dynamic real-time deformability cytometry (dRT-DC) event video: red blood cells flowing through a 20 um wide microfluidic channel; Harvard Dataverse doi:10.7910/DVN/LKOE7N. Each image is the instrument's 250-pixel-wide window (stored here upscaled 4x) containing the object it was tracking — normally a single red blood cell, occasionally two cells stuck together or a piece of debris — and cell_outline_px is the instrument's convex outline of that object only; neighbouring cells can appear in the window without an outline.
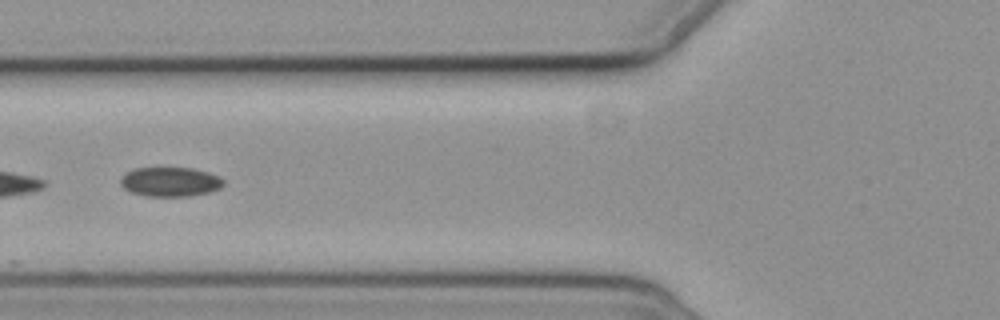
{"species": "common noctule bat (a hibernating species)", "species_latin": "Nyctalus noctula", "temperature_condition": "cold", "stored_images_in_passage": 8, "camera_frame_rate_fps": 3000, "um_per_image_px": 0.085, "animal": {"sex": "female", "body_mass_g": 19.3, "forearm_length_mm": 54.1}, "frame": {"image": 1, "passage_image": 6, "time_ms": 6.667, "image_size_px": [1000, 320], "cell_outline_px": [[224, 184], [220, 188], [208, 192], [188, 196], [148, 196], [132, 192], [124, 188], [120, 184], [120, 176], [136, 168], [192, 168], [208, 172], [220, 176], [224, 180]], "centroid_in_image_um": [14.48, 15.45], "position_along_channel_um": 111.3, "area_um2": 17.57}}
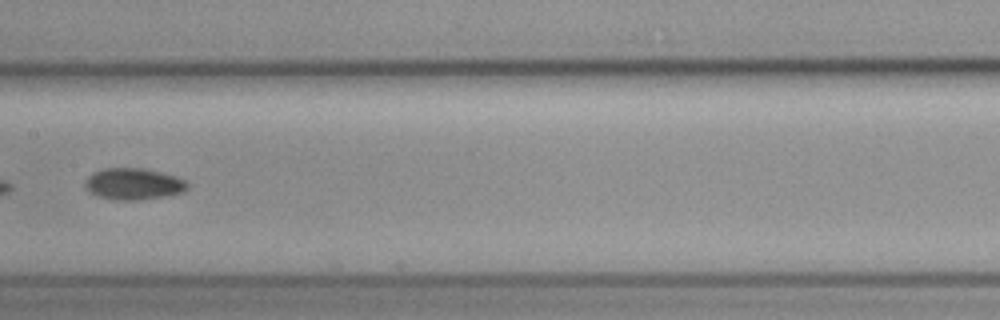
{"frame": {"image": 2, "passage_image": 8, "time_ms": 9.0, "image_size_px": [1000, 320], "cell_outline_px": [[188, 188], [184, 192], [164, 196], [140, 200], [112, 200], [96, 196], [88, 188], [88, 176], [104, 168], [148, 168], [176, 176], [184, 180], [188, 184]], "centroid_in_image_um": [11.42, 15.63], "position_along_channel_um": 196.0, "area_um2": 18.67}}